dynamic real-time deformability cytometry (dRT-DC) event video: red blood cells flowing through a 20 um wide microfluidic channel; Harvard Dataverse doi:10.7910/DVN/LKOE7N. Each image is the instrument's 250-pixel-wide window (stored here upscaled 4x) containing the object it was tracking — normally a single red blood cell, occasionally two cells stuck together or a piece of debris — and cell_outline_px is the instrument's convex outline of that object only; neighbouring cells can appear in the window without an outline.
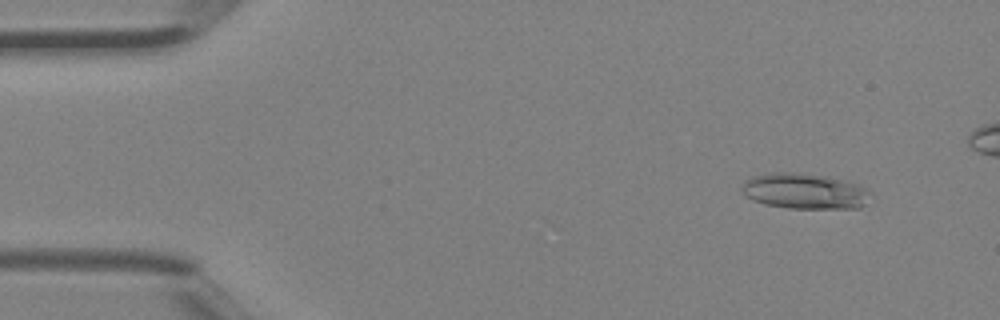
{"species": "Egyptian fruit bat (a non-hibernating species)", "species_latin": "Rousettus aegyptiacus", "temperature_condition": "room temperature", "stored_images_in_passage": 39, "camera_frame_rate_fps": 3000, "um_per_image_px": 0.085, "animal": {"sex": "female"}, "frame": {"image": 1, "passage_image": 1, "time_ms": 0.0, "image_size_px": [1000, 320], "cell_outline_px": [[872, 192], [864, 204], [860, 208], [788, 208], [764, 204], [752, 200], [744, 196], [740, 188], [744, 180], [752, 176], [768, 172], [792, 172], [824, 176], [860, 184], [868, 188]], "centroid_in_image_um": [68.35, 16.24], "position_along_channel_um": 16.6, "area_um2": 26.99}}
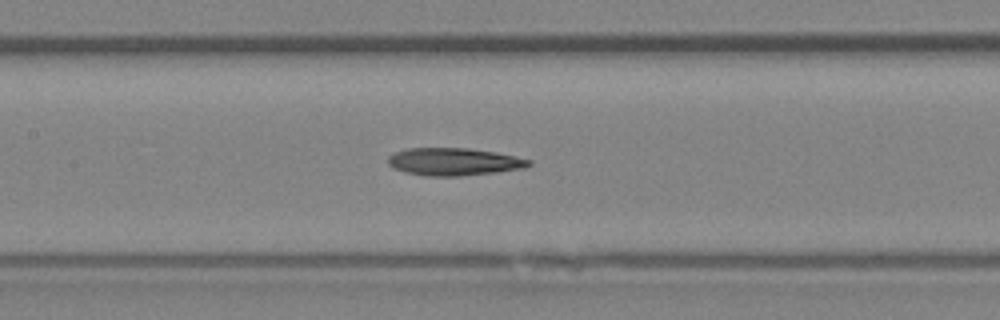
{"frame": {"image": 2, "passage_image": 18, "time_ms": 5.667, "image_size_px": [1000, 320], "cell_outline_px": [[532, 164], [524, 168], [496, 172], [460, 176], [424, 176], [404, 172], [392, 168], [388, 164], [388, 156], [396, 152], [408, 148], [468, 148], [496, 152], [532, 160]], "centroid_in_image_um": [38.57, 13.75], "position_along_channel_um": 168.8, "area_um2": 22.72}}
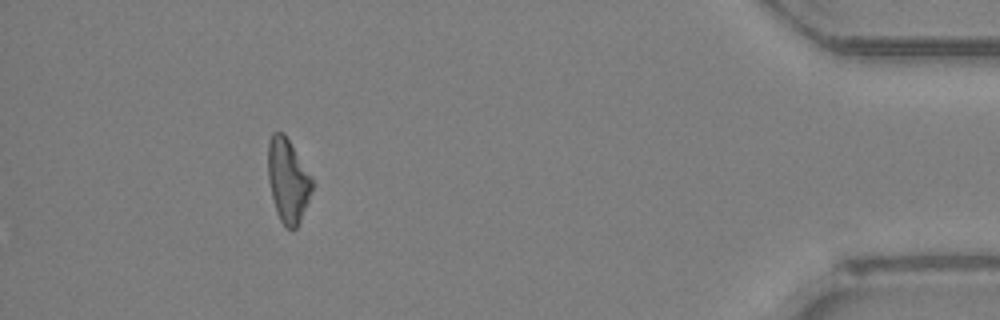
{"frame": {"image": 3, "passage_image": 38, "time_ms": 12.333, "image_size_px": [1000, 320], "cell_outline_px": [[312, 188], [308, 200], [300, 220], [296, 228], [284, 228], [276, 212], [268, 180], [268, 140], [272, 132], [284, 132], [312, 176]], "centroid_in_image_um": [24.45, 15.31], "position_along_channel_um": 410.7, "area_um2": 21.5}}